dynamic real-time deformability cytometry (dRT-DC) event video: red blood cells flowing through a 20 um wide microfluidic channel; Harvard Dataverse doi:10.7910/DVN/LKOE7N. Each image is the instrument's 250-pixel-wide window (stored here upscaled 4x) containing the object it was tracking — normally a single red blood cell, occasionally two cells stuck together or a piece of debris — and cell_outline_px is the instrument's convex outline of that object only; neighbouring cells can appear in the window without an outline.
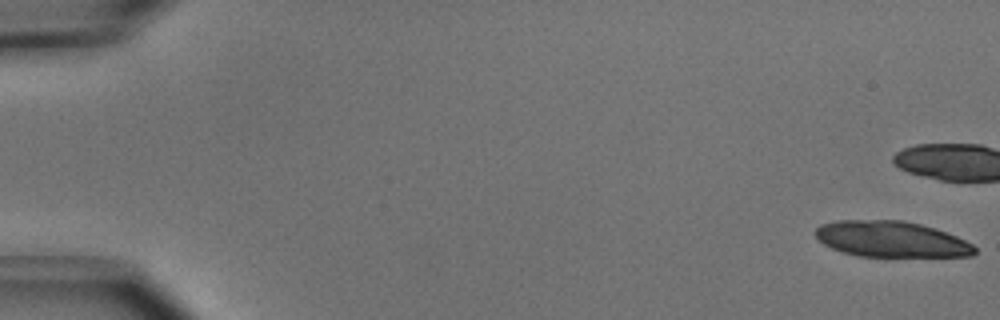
{"species": "common noctule bat (a hibernating species)", "species_latin": "Nyctalus noctula", "temperature_condition": "cold", "stored_images_in_passage": 15, "camera_frame_rate_fps": 3000, "um_per_image_px": 0.085, "animal": {"sex": "male", "body_mass_g": 15.6}, "frame": {"image": 1, "passage_image": 1, "time_ms": 0.0, "image_size_px": [1000, 320], "cell_outline_px": [[976, 252], [972, 256], [856, 256], [840, 252], [824, 244], [816, 236], [816, 228], [820, 224], [836, 220], [904, 220], [936, 228], [956, 236], [972, 244], [976, 248]], "centroid_in_image_um": [75.74, 20.32], "position_along_channel_um": 9.3, "area_um2": 33.35}}